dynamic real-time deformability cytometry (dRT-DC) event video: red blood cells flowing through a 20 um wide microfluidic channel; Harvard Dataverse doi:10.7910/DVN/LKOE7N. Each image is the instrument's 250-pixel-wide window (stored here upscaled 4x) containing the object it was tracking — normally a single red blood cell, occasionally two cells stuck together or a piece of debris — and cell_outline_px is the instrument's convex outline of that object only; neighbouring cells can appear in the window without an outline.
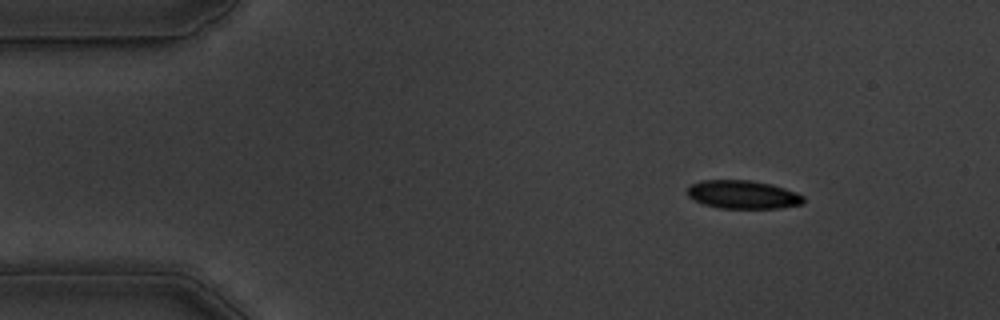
{"species": "common noctule bat (a hibernating species)", "species_latin": "Nyctalus noctula", "temperature_condition": "warm", "stored_images_in_passage": 37, "camera_frame_rate_fps": 3000, "um_per_image_px": 0.085, "animal": {"sex": "male", "body_mass_g": 19.5, "forearm_length_mm": 54.6}, "frame": {"image": 1, "passage_image": 1, "time_ms": 0.0, "image_size_px": [1000, 320], "cell_outline_px": [[804, 204], [780, 208], [720, 208], [704, 204], [688, 196], [688, 188], [692, 184], [700, 180], [752, 180], [772, 184], [796, 192], [804, 196]], "centroid_in_image_um": [63.19, 16.53], "position_along_channel_um": 21.8, "area_um2": 19.19}}
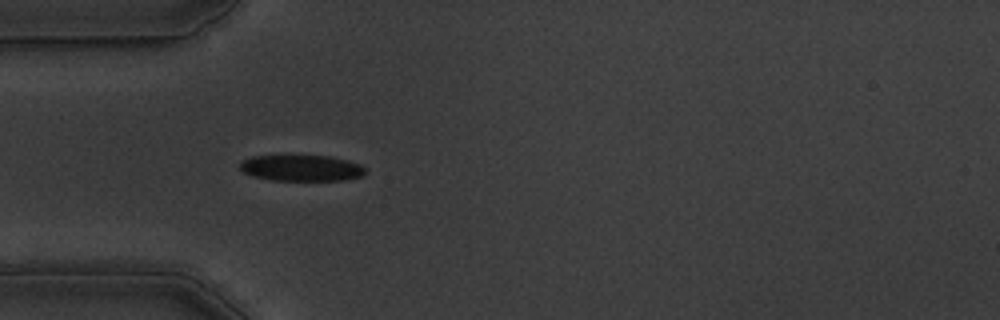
{"frame": {"image": 2, "passage_image": 10, "time_ms": 3.0, "image_size_px": [1000, 320], "cell_outline_px": [[364, 176], [344, 180], [272, 180], [252, 176], [244, 172], [240, 168], [240, 160], [252, 156], [332, 156], [348, 160], [360, 164], [364, 168]], "centroid_in_image_um": [25.62, 14.28], "position_along_channel_um": 59.4, "area_um2": 19.07}}
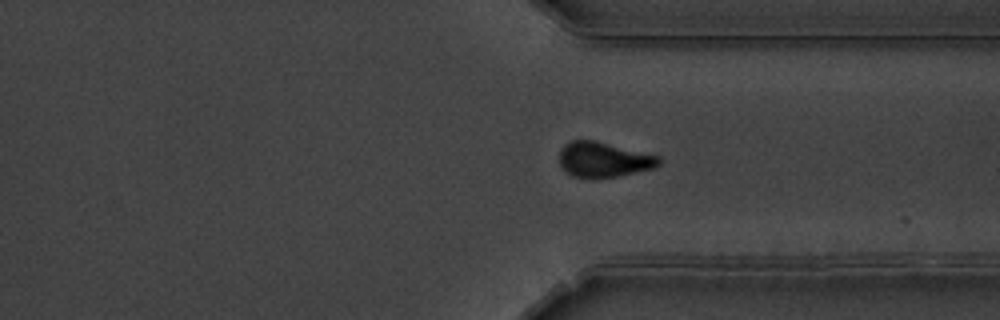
{"frame": {"image": 3, "passage_image": 35, "time_ms": 11.333, "image_size_px": [1000, 320], "cell_outline_px": [[660, 164], [656, 168], [616, 176], [572, 176], [564, 172], [560, 164], [560, 152], [564, 144], [572, 140], [596, 140], [660, 156]], "centroid_in_image_um": [51.32, 13.54], "position_along_channel_um": 360.1, "area_um2": 20.17}, "authors_computed_cell_mechanics": {"area_um2": 20.5768, "velocity_mm_per_s": 3.6305, "shape_relaxation_time_tau1_ms": 4.1633, "shape_relaxation_time_tau2_ms": 2.0863, "deformation_change_tau1": 0.1369, "deformation_change_tau2": 0.0719}}